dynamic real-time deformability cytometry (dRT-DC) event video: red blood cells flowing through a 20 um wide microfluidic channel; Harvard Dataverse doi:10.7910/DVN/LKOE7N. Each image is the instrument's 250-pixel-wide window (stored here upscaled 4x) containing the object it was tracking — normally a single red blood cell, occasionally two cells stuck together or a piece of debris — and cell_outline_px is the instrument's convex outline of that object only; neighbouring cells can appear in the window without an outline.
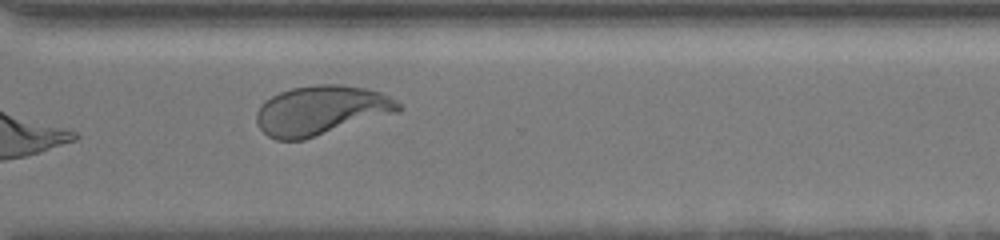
{"species": "human", "species_latin": "Homo sapiens", "temperature_condition": "room temperature", "stored_images_in_passage": 25, "camera_frame_rate_fps": 3000, "um_per_image_px": 0.085, "donor": {"sex": "female"}, "frame": {"image": 1, "passage_image": 25, "time_ms": 14.667, "image_size_px": [1000, 240], "cell_outline_px": [[404, 108], [400, 112], [304, 140], [276, 140], [268, 136], [260, 128], [256, 120], [256, 112], [260, 104], [264, 100], [280, 92], [292, 88], [316, 84], [340, 84], [364, 88], [380, 92], [396, 100]], "centroid_in_image_um": [27.3, 9.39], "position_along_channel_um": 343.3, "area_um2": 41.21}}